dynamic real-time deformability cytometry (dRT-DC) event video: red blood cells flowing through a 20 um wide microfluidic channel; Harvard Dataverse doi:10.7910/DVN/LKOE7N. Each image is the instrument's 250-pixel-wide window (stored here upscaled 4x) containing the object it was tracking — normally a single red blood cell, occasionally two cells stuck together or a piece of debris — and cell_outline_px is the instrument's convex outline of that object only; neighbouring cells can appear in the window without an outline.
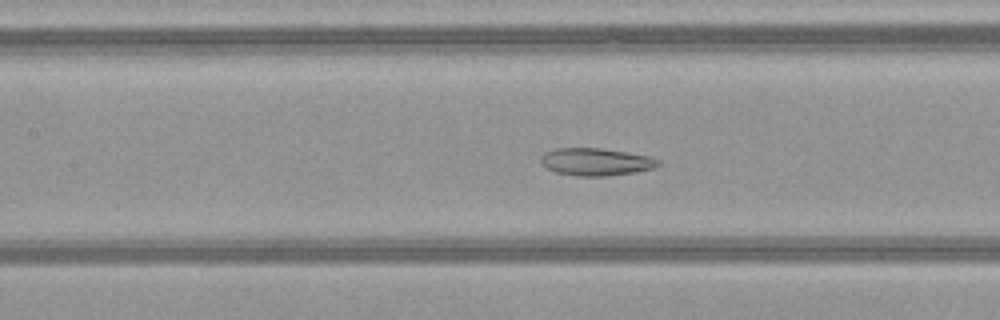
{"species": "common noctule bat (a hibernating species)", "species_latin": "Nyctalus noctula", "temperature_condition": "warm", "stored_images_in_passage": 51, "camera_frame_rate_fps": 3000, "um_per_image_px": 0.085, "animal": {"sex": "female", "body_mass_g": 21.9}, "frame": {"image": 1, "passage_image": 24, "time_ms": 7.667, "image_size_px": [1000, 320], "cell_outline_px": [[660, 164], [656, 168], [636, 172], [604, 176], [576, 176], [556, 172], [548, 168], [540, 160], [540, 156], [544, 152], [556, 148], [600, 148], [652, 156], [660, 160]], "centroid_in_image_um": [50.69, 13.75], "position_along_channel_um": 156.7, "area_um2": 18.9}}
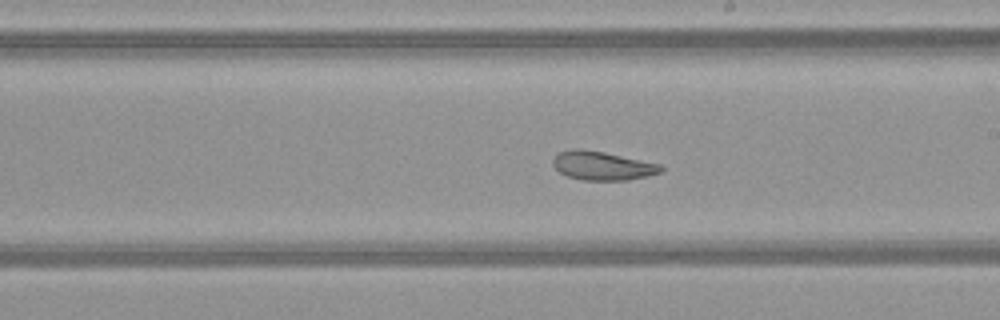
{"frame": {"image": 2, "passage_image": 30, "time_ms": 9.667, "image_size_px": [1000, 320], "cell_outline_px": [[664, 168], [660, 172], [648, 176], [628, 180], [584, 180], [568, 176], [560, 172], [552, 164], [552, 160], [556, 152], [572, 148], [580, 148], [604, 152], [660, 164]], "centroid_in_image_um": [51.16, 14.07], "position_along_channel_um": 237.8, "area_um2": 18.15}}
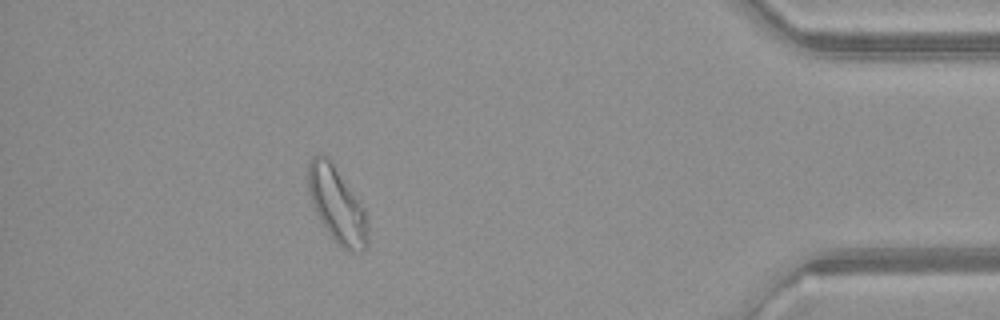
{"frame": {"image": 3, "passage_image": 46, "time_ms": 15.0, "image_size_px": [1000, 320], "cell_outline_px": [[368, 248], [364, 252], [348, 252], [336, 244], [320, 220], [312, 204], [308, 192], [308, 164], [312, 156], [320, 152], [324, 152], [364, 208], [368, 220]], "centroid_in_image_um": [28.65, 17.46], "position_along_channel_um": 406.5, "area_um2": 26.53}, "authors_computed_cell_mechanics": {"area_um2": 25.3164, "velocity_mm_per_s": 4.0658, "shape_relaxation_time_tau1_ms": null, "shape_relaxation_time_tau2_ms": 2.6103, "deformation_change_tau1": null, "deformation_change_tau2": 0.0809}}